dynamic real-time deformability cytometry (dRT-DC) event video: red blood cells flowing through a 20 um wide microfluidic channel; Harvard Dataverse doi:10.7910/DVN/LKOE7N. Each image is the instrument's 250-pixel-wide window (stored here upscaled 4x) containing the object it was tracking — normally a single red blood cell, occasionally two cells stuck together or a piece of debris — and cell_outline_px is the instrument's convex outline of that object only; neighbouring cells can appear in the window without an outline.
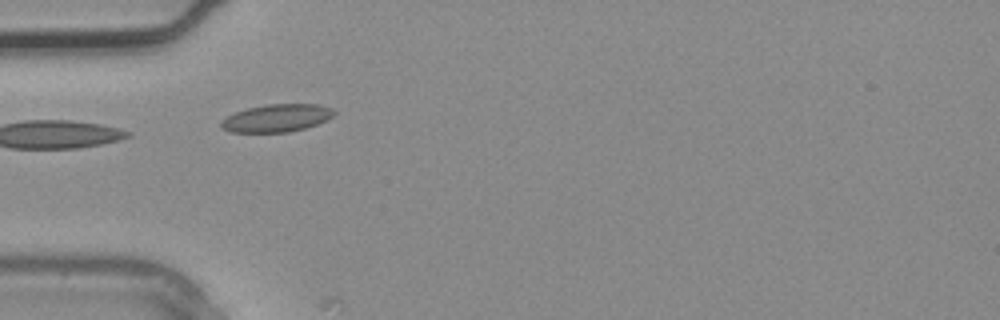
{"species": "common noctule bat (a hibernating species)", "species_latin": "Nyctalus noctula", "temperature_condition": "warm", "stored_images_in_passage": 4, "camera_frame_rate_fps": 3000, "um_per_image_px": 0.085, "animal": {"sex": "male", "body_mass_g": 20.4}, "frame": {"image": 1, "passage_image": 3, "time_ms": 0.667, "image_size_px": [1000, 320], "cell_outline_px": [[336, 112], [332, 116], [316, 124], [304, 128], [288, 132], [232, 132], [220, 128], [220, 120], [236, 112], [248, 108], [268, 104], [316, 104], [332, 108]], "centroid_in_image_um": [23.48, 10.03], "position_along_channel_um": 61.5, "area_um2": 18.03}}